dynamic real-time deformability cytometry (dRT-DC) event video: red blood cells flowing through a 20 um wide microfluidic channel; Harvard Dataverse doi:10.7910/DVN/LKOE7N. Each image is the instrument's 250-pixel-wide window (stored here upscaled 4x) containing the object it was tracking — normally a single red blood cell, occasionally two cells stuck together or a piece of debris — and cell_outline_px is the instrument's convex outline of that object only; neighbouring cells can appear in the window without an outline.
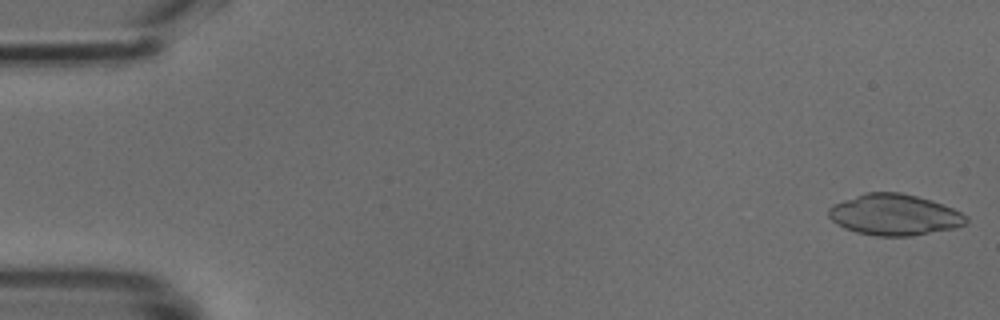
{"species": "common noctule bat (a hibernating species)", "species_latin": "Nyctalus noctula", "temperature_condition": "cold", "stored_images_in_passage": 48, "camera_frame_rate_fps": 3000, "um_per_image_px": 0.085, "animal": {"sex": "male", "body_mass_g": 18.8}, "frame": {"image": 1, "passage_image": 1, "time_ms": 0.0, "image_size_px": [1000, 320], "cell_outline_px": [[968, 220], [964, 224], [952, 228], [912, 236], [876, 236], [856, 232], [844, 228], [836, 224], [828, 216], [828, 208], [832, 204], [864, 192], [900, 192], [932, 200], [952, 208], [968, 216]], "centroid_in_image_um": [75.98, 18.25], "position_along_channel_um": 9.0, "area_um2": 33.0}}
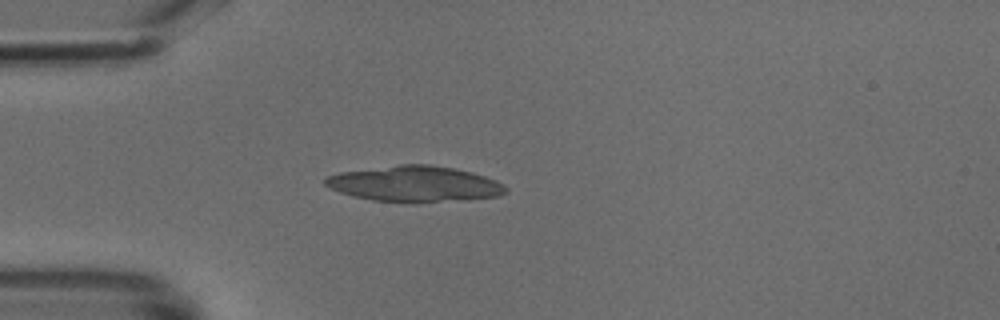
{"frame": {"image": 2, "passage_image": 13, "time_ms": 4.0, "image_size_px": [1000, 320], "cell_outline_px": [[508, 192], [500, 196], [416, 204], [372, 200], [352, 196], [340, 192], [324, 184], [324, 176], [340, 172], [400, 164], [428, 164], [452, 168], [472, 172], [496, 180], [504, 184], [508, 188]], "centroid_in_image_um": [35.25, 15.64], "position_along_channel_um": 49.7, "area_um2": 38.09}}